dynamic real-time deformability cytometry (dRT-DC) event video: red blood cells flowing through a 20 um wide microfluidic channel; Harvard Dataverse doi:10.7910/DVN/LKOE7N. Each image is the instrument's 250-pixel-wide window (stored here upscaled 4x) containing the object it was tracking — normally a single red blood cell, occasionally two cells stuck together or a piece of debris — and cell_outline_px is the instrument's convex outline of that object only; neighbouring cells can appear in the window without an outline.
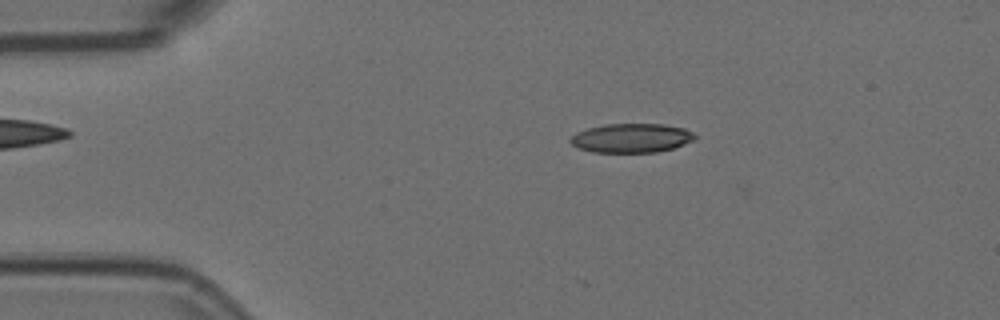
{"species": "Egyptian fruit bat (a non-hibernating species)", "species_latin": "Rousettus aegyptiacus", "temperature_condition": "room temperature", "stored_images_in_passage": 7, "camera_frame_rate_fps": 3000, "um_per_image_px": 0.085, "animal": {"sex": "female"}, "frame": {"image": 1, "passage_image": 5, "time_ms": 1.333, "image_size_px": [1000, 320], "cell_outline_px": [[696, 140], [672, 148], [656, 152], [592, 152], [576, 148], [568, 140], [576, 132], [588, 128], [604, 124], [664, 124], [684, 128], [692, 132], [696, 136]], "centroid_in_image_um": [53.65, 11.73], "position_along_channel_um": 31.3, "area_um2": 21.21}}
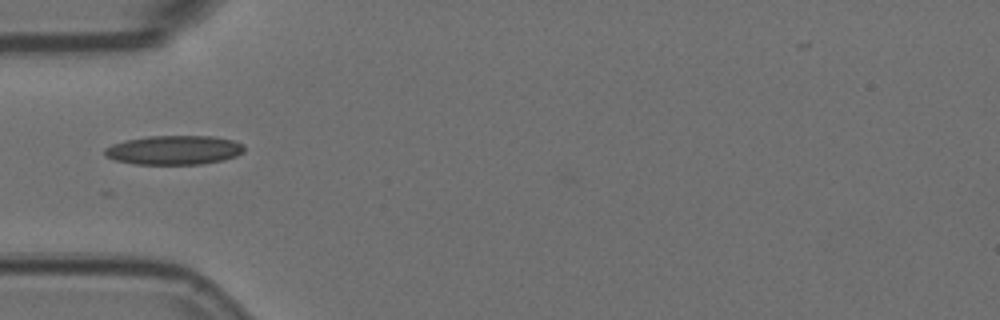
{"frame": {"image": 2, "passage_image": 7, "time_ms": 2.0, "image_size_px": [1000, 320], "cell_outline_px": [[244, 152], [236, 156], [224, 160], [200, 164], [136, 164], [116, 160], [104, 156], [104, 148], [112, 144], [128, 140], [148, 136], [212, 136], [232, 140], [244, 144]], "centroid_in_image_um": [14.81, 12.75], "position_along_channel_um": 70.2, "area_um2": 23.7}}